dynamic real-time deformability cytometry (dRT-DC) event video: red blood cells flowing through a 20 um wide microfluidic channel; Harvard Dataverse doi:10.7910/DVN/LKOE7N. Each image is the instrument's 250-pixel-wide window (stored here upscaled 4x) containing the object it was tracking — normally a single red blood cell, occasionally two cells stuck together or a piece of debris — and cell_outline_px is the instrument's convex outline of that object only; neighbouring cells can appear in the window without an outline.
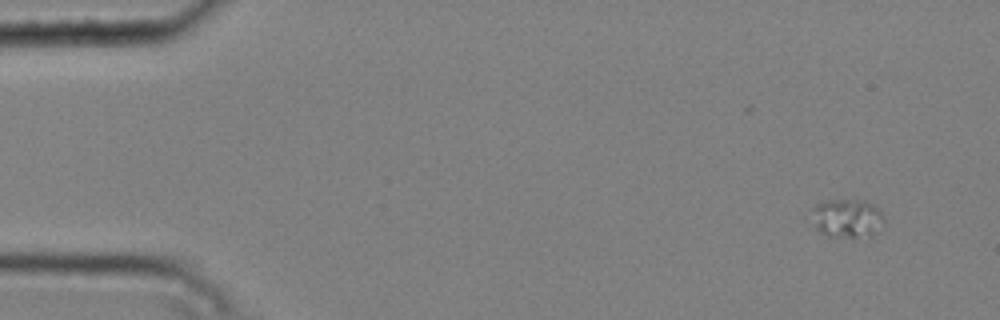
{"species": "common noctule bat (a hibernating species)", "species_latin": "Nyctalus noctula", "temperature_condition": "cold", "stored_images_in_passage": 5, "camera_frame_rate_fps": 3000, "um_per_image_px": 0.085, "animal": {"sex": "male", "body_mass_g": 20.4}, "frame": {"image": 1, "passage_image": 1, "time_ms": 0.0, "image_size_px": [1000, 320], "cell_outline_px": [[884, 224], [872, 236], [828, 236], [820, 232], [816, 228], [812, 208], [816, 204], [824, 200], [864, 200], [880, 208], [884, 220]], "centroid_in_image_um": [72.04, 18.53], "position_along_channel_um": 13.0, "area_um2": 16.24}}